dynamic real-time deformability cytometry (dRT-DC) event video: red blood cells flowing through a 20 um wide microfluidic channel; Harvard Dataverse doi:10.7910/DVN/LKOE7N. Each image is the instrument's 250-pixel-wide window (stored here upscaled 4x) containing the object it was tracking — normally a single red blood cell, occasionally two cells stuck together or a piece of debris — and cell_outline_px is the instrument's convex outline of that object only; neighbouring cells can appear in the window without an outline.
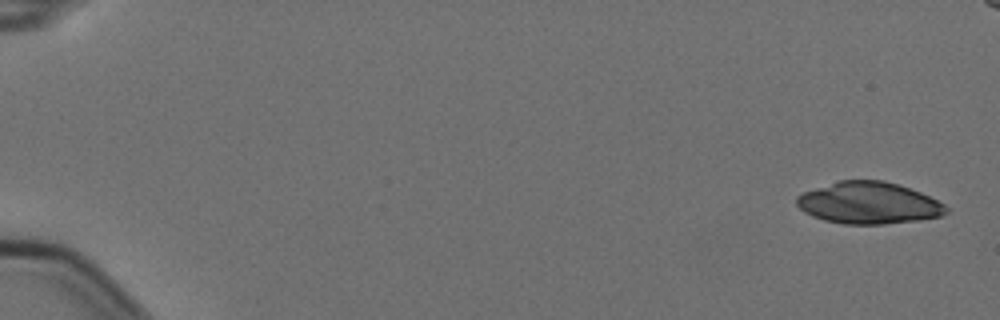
{"species": "Egyptian fruit bat (a non-hibernating species)", "species_latin": "Rousettus aegyptiacus", "temperature_condition": "cold", "stored_images_in_passage": 6, "camera_frame_rate_fps": 3000, "um_per_image_px": 0.085, "animal": {"sex": "female"}, "frame": {"image": 1, "passage_image": 1, "time_ms": 0.0, "image_size_px": [1000, 320], "cell_outline_px": [[948, 212], [940, 216], [916, 220], [884, 224], [844, 224], [824, 220], [812, 216], [804, 212], [796, 204], [796, 196], [804, 192], [840, 180], [884, 180], [900, 184], [920, 192], [944, 204], [948, 208]], "centroid_in_image_um": [73.83, 17.25], "position_along_channel_um": 11.2, "area_um2": 36.3}}